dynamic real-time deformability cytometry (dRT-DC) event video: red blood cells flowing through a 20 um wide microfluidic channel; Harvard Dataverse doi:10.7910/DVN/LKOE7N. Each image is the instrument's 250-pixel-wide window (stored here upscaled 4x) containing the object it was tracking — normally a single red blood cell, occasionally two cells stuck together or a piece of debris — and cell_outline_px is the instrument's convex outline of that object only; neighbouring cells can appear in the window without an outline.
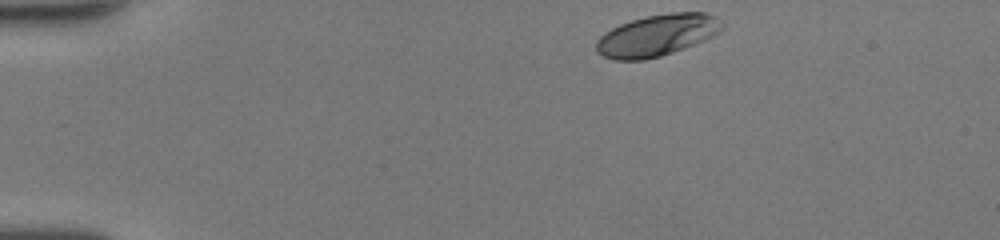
{"species": "human", "species_latin": "Homo sapiens", "temperature_condition": "room temperature", "stored_images_in_passage": 35, "camera_frame_rate_fps": 3000, "um_per_image_px": 0.085, "donor": {"sex": "female"}, "frame": {"image": 1, "passage_image": 1, "time_ms": 0.0, "image_size_px": [1000, 240], "cell_outline_px": [[724, 28], [720, 32], [704, 40], [684, 48], [660, 56], [644, 60], [612, 60], [596, 52], [596, 40], [604, 32], [620, 24], [632, 20], [648, 16], [668, 12], [704, 12], [716, 16], [724, 24]], "centroid_in_image_um": [55.85, 2.99], "position_along_channel_um": 29.1, "area_um2": 30.63}}
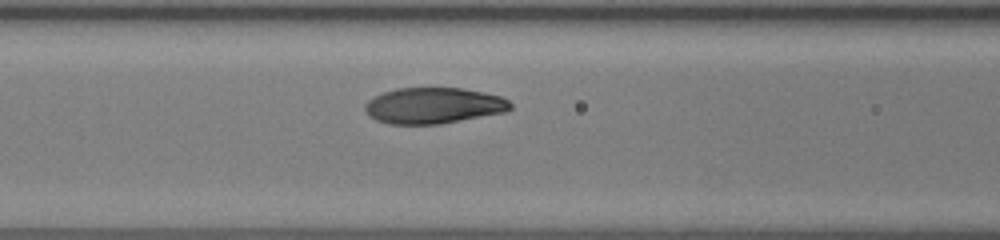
{"frame": {"image": 2, "passage_image": 14, "time_ms": 4.333, "image_size_px": [1000, 240], "cell_outline_px": [[512, 108], [504, 112], [440, 124], [388, 124], [376, 120], [368, 116], [364, 108], [364, 104], [368, 100], [384, 92], [396, 88], [460, 88], [484, 92], [500, 96], [508, 100], [512, 104]], "centroid_in_image_um": [36.83, 8.98], "position_along_channel_um": 129.8, "area_um2": 30.52}}
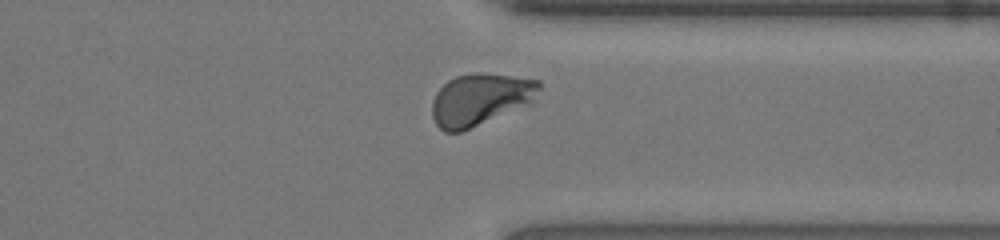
{"frame": {"image": 3, "passage_image": 31, "time_ms": 10.0, "image_size_px": [1000, 240], "cell_outline_px": [[540, 88], [532, 104], [460, 132], [444, 132], [436, 124], [432, 116], [432, 100], [436, 92], [448, 80], [456, 76], [476, 72], [480, 72], [512, 76], [540, 80]], "centroid_in_image_um": [40.83, 8.45], "position_along_channel_um": 370.6, "area_um2": 32.66}, "authors_computed_cell_mechanics": {"area_um2": 31.4432, "velocity_mm_per_s": 4.2398, "shape_relaxation_time_tau1_ms": 3.7102, "shape_relaxation_time_tau2_ms": null, "deformation_change_tau1": 0.1829, "deformation_change_tau2": null}}